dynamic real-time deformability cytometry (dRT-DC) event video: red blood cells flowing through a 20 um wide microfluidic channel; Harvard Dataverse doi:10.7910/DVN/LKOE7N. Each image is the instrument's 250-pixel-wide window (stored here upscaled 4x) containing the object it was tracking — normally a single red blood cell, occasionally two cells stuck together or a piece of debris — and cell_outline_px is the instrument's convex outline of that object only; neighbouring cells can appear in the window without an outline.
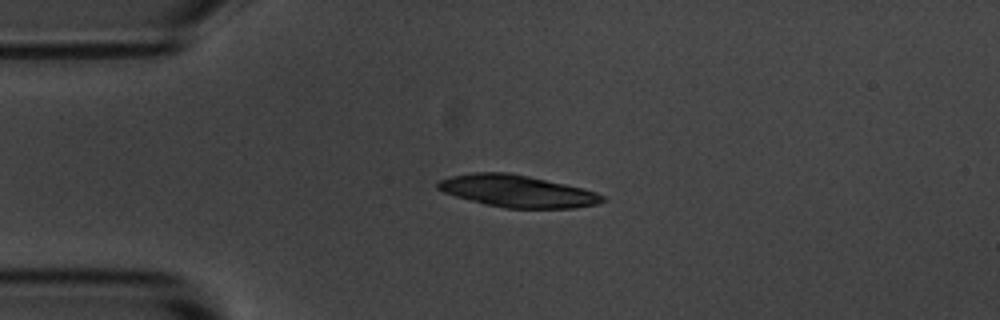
{"species": "common noctule bat (a hibernating species)", "species_latin": "Nyctalus noctula", "temperature_condition": "room temperature", "stored_images_in_passage": 12, "camera_frame_rate_fps": 3000, "um_per_image_px": 0.085, "animal": {"sex": "male", "body_mass_g": 20.1, "forearm_length_mm": 53.5}, "frame": {"image": 1, "passage_image": 3, "time_ms": 3.0, "image_size_px": [1000, 320], "cell_outline_px": [[608, 200], [596, 204], [572, 208], [504, 208], [456, 196], [444, 192], [436, 188], [436, 184], [440, 180], [448, 176], [472, 172], [508, 172], [528, 176], [584, 188], [596, 192], [604, 196]], "centroid_in_image_um": [43.98, 16.24], "position_along_channel_um": 41.0, "area_um2": 30.63}}